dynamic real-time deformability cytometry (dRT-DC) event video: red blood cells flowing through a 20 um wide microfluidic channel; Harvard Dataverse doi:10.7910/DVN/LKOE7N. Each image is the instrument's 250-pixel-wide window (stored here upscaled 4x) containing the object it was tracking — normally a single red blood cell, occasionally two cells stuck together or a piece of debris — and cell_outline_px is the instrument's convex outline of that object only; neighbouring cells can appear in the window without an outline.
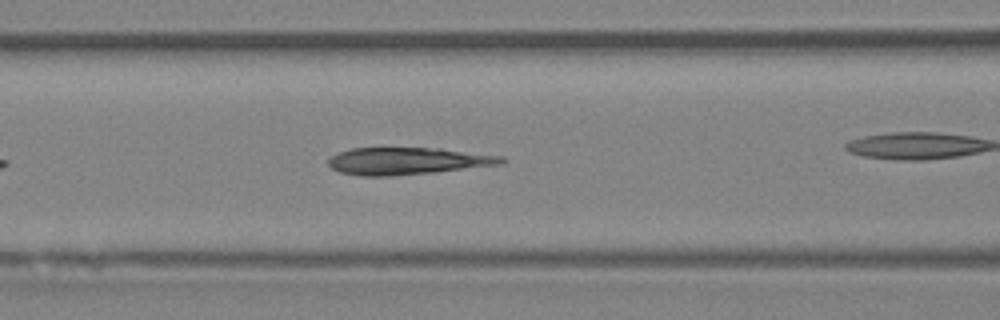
{"species": "Egyptian fruit bat (a non-hibernating species)", "species_latin": "Rousettus aegyptiacus", "temperature_condition": "room temperature", "stored_images_in_passage": 29, "camera_frame_rate_fps": 3000, "um_per_image_px": 0.085, "animal": {"sex": "female"}, "frame": {"image": 1, "passage_image": 9, "time_ms": 2.667, "image_size_px": [1000, 320], "cell_outline_px": [[508, 160], [504, 164], [436, 172], [388, 176], [364, 176], [340, 172], [332, 168], [328, 164], [328, 160], [332, 156], [340, 152], [352, 148], [440, 148], [504, 156]], "centroid_in_image_um": [34.71, 13.68], "position_along_channel_um": 131.9, "area_um2": 27.46}}
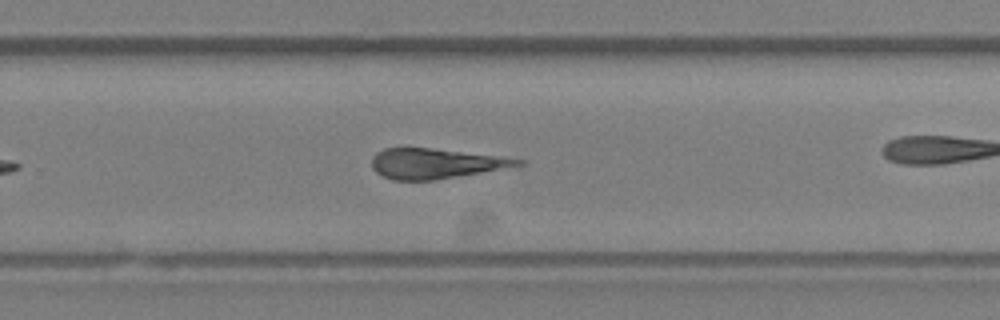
{"frame": {"image": 2, "passage_image": 21, "time_ms": 6.667, "image_size_px": [1000, 320], "cell_outline_px": [[528, 164], [436, 180], [392, 180], [376, 172], [372, 168], [372, 156], [376, 152], [384, 148], [428, 148], [496, 156], [528, 160]], "centroid_in_image_um": [37.02, 13.9], "position_along_channel_um": 292.8, "area_um2": 25.43}}